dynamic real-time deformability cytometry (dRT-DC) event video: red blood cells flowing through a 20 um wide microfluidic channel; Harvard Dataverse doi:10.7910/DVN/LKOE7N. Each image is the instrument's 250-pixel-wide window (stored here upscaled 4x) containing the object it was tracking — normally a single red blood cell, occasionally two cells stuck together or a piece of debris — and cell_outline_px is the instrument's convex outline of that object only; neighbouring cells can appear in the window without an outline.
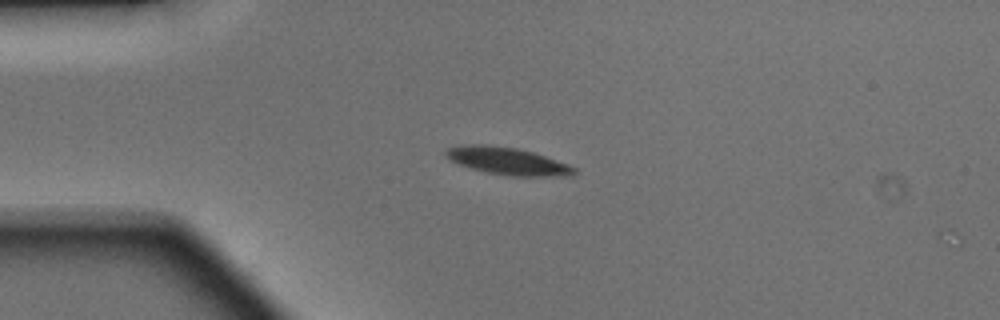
{"species": "Egyptian fruit bat (a non-hibernating species)", "species_latin": "Rousettus aegyptiacus", "temperature_condition": "warm", "stored_images_in_passage": 4, "camera_frame_rate_fps": 3000, "um_per_image_px": 0.085, "animal": {"sex": "male"}, "frame": {"image": 1, "passage_image": 1, "time_ms": 0.0, "image_size_px": [1000, 320], "cell_outline_px": [[576, 172], [572, 176], [512, 176], [488, 172], [472, 168], [460, 164], [444, 156], [444, 152], [448, 148], [468, 144], [488, 144], [516, 148], [532, 152], [568, 164], [576, 168]], "centroid_in_image_um": [43.16, 13.68], "position_along_channel_um": 41.8, "area_um2": 20.23}}